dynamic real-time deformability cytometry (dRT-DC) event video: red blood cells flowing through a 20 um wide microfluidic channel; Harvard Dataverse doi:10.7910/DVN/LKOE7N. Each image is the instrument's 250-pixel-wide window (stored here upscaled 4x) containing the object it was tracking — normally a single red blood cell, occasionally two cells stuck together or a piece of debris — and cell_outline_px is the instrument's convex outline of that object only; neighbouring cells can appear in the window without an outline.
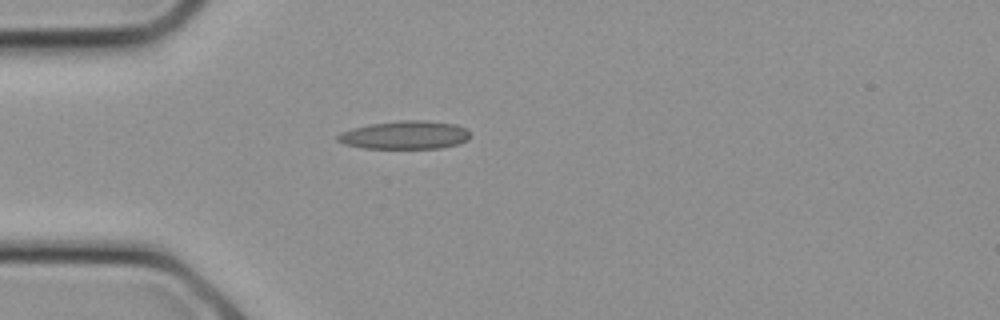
{"species": "common noctule bat (a hibernating species)", "species_latin": "Nyctalus noctula", "temperature_condition": "cold", "stored_images_in_passage": 8, "camera_frame_rate_fps": 3000, "um_per_image_px": 0.085, "animal": {"sex": "female", "body_mass_g": 21.9}, "frame": {"image": 1, "passage_image": 1, "time_ms": 0.0, "image_size_px": [1000, 320], "cell_outline_px": [[468, 140], [460, 144], [440, 148], [364, 148], [344, 144], [336, 140], [336, 136], [340, 132], [352, 128], [372, 124], [400, 120], [424, 120], [456, 124], [464, 128], [468, 132]], "centroid_in_image_um": [34.4, 11.48], "position_along_channel_um": 50.6, "area_um2": 21.79}}
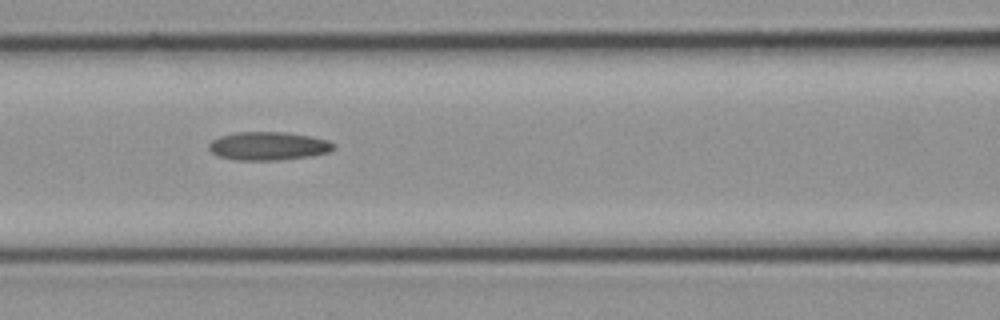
{"frame": {"image": 2, "passage_image": 5, "time_ms": 1.333, "image_size_px": [1000, 320], "cell_outline_px": [[336, 148], [328, 152], [312, 156], [284, 160], [236, 160], [216, 156], [208, 148], [208, 144], [212, 140], [220, 136], [240, 132], [284, 132], [308, 136], [328, 140], [336, 144]], "centroid_in_image_um": [22.82, 12.42], "position_along_channel_um": 143.8, "area_um2": 20.75}}
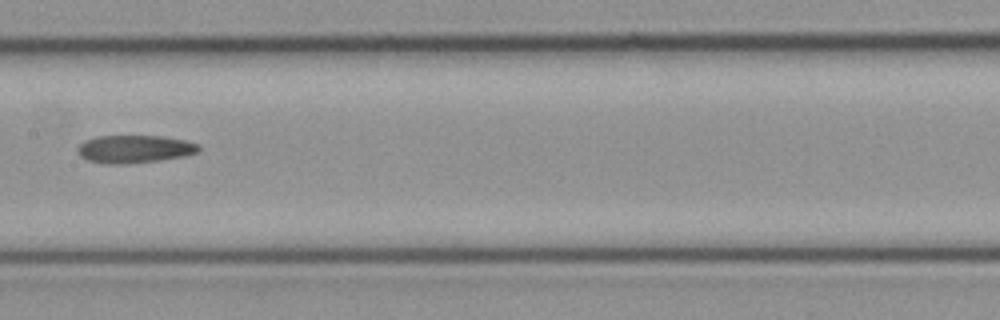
{"frame": {"image": 3, "passage_image": 7, "time_ms": 2.0, "image_size_px": [1000, 320], "cell_outline_px": [[200, 148], [196, 152], [184, 156], [160, 160], [124, 164], [104, 164], [88, 160], [80, 156], [76, 152], [76, 148], [84, 140], [96, 136], [160, 136], [184, 140], [200, 144]], "centroid_in_image_um": [11.38, 12.67], "position_along_channel_um": 196.0, "area_um2": 19.71}}